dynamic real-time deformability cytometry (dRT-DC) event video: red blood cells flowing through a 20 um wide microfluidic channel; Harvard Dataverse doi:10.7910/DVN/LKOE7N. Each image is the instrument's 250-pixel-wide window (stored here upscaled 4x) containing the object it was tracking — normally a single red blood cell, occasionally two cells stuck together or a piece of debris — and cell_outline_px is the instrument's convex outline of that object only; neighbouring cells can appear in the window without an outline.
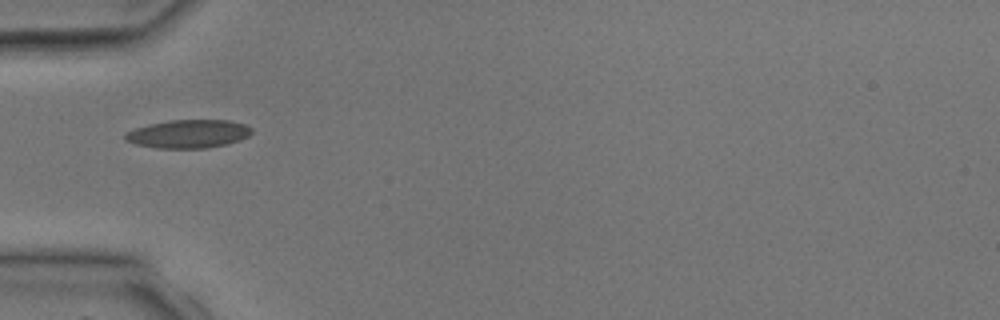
{"species": "common noctule bat (a hibernating species)", "species_latin": "Nyctalus noctula", "temperature_condition": "room temperature", "stored_images_in_passage": 2, "camera_frame_rate_fps": 3000, "um_per_image_px": 0.085, "animal": {"sex": "male", "body_mass_g": 17.9, "forearm_length_mm": 54.2}, "frame": {"image": 1, "passage_image": 2, "time_ms": 1.333, "image_size_px": [1000, 320], "cell_outline_px": [[252, 132], [248, 136], [240, 140], [228, 144], [204, 148], [156, 148], [136, 144], [124, 140], [124, 136], [128, 132], [136, 128], [148, 124], [168, 120], [228, 120], [244, 124], [252, 128]], "centroid_in_image_um": [16.02, 11.38], "position_along_channel_um": 69.0, "area_um2": 20.87}}